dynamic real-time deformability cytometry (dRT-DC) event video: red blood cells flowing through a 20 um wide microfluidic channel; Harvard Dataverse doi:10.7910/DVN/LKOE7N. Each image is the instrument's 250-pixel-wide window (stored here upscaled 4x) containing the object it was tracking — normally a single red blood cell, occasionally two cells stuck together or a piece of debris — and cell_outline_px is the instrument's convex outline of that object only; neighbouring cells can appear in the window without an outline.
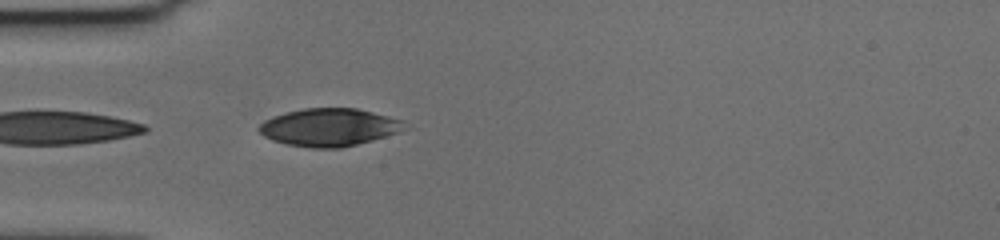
{"species": "human", "species_latin": "Homo sapiens", "temperature_condition": "cold", "stored_images_in_passage": 10, "camera_frame_rate_fps": 3000, "um_per_image_px": 0.085, "donor": {"sex": "female"}, "frame": {"image": 1, "passage_image": 1, "time_ms": 0.0, "image_size_px": [1000, 240], "cell_outline_px": [[408, 128], [400, 132], [372, 140], [340, 148], [312, 148], [288, 144], [272, 140], [264, 136], [256, 128], [264, 120], [272, 116], [304, 108], [356, 108], [404, 120]], "centroid_in_image_um": [27.99, 10.82], "position_along_channel_um": 57.0, "area_um2": 32.02}}
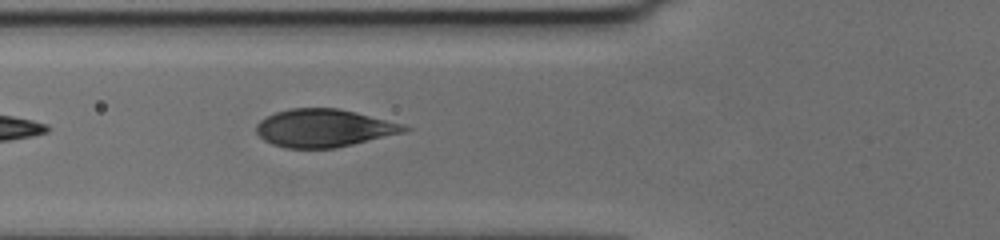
{"frame": {"image": 2, "passage_image": 5, "time_ms": 1.333, "image_size_px": [1000, 240], "cell_outline_px": [[412, 128], [408, 132], [336, 148], [284, 148], [272, 144], [264, 140], [256, 132], [256, 124], [260, 120], [276, 112], [292, 108], [336, 108], [356, 112], [404, 124]], "centroid_in_image_um": [27.57, 10.89], "position_along_channel_um": 98.2, "area_um2": 32.83}}